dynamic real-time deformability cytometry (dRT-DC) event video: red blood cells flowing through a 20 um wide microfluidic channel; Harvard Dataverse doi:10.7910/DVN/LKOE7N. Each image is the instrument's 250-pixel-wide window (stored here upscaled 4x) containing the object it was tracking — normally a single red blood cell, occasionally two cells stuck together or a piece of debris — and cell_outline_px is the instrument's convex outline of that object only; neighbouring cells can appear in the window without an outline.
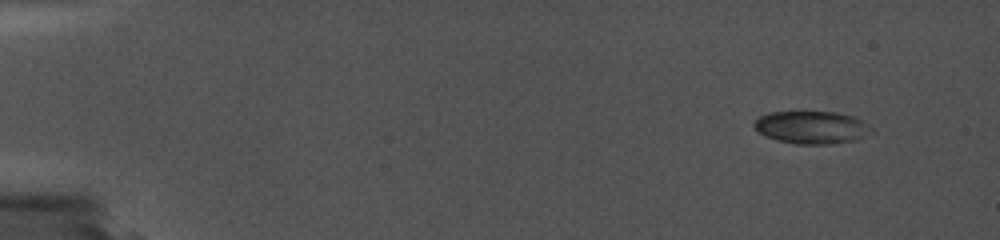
{"species": "common noctule bat (a hibernating species)", "species_latin": "Nyctalus noctula", "temperature_condition": "cold", "stored_images_in_passage": 3, "camera_frame_rate_fps": 5000, "um_per_image_px": 0.085, "animal": {"sex": "female", "body_mass_g": 19.0, "forearm_length_mm": 56.7}, "frame": {"image": 1, "passage_image": 3, "time_ms": 1.2, "image_size_px": [1000, 240], "cell_outline_px": [[896, 144], [796, 144], [776, 140], [764, 136], [756, 132], [756, 120], [764, 116], [776, 112], [824, 112], [844, 116], [896, 140]], "centroid_in_image_um": [69.53, 11.0], "position_along_channel_um": 15.5, "area_um2": 24.16}}